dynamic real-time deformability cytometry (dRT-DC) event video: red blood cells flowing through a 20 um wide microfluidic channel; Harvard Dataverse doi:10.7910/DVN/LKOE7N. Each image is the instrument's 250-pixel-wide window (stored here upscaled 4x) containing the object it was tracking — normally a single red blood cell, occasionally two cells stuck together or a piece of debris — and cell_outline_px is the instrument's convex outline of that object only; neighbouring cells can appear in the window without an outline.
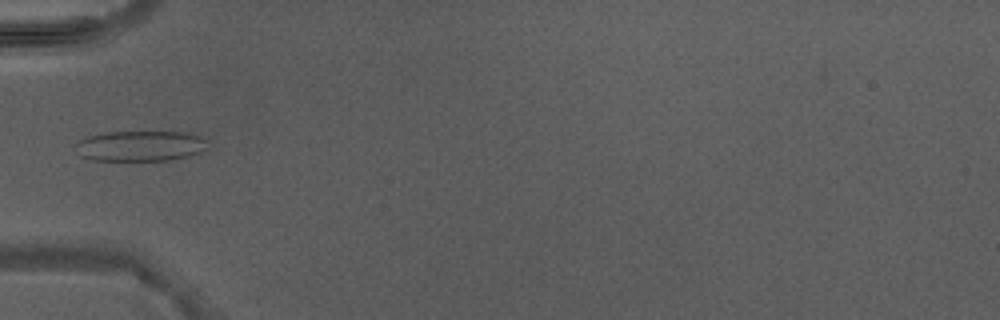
{"species": "Egyptian fruit bat (a non-hibernating species)", "species_latin": "Rousettus aegyptiacus", "temperature_condition": "warm", "stored_images_in_passage": 2, "camera_frame_rate_fps": 3000, "um_per_image_px": 0.085, "animal": {"sex": "male"}, "frame": {"image": 1, "passage_image": 1, "time_ms": 0.0, "image_size_px": [1000, 320], "cell_outline_px": [[208, 140], [204, 148], [200, 152], [188, 156], [172, 160], [92, 160], [80, 156], [72, 148], [80, 140], [88, 136], [108, 132], [184, 132], [200, 136]], "centroid_in_image_um": [11.88, 12.41], "position_along_channel_um": 73.1, "area_um2": 23.47}}